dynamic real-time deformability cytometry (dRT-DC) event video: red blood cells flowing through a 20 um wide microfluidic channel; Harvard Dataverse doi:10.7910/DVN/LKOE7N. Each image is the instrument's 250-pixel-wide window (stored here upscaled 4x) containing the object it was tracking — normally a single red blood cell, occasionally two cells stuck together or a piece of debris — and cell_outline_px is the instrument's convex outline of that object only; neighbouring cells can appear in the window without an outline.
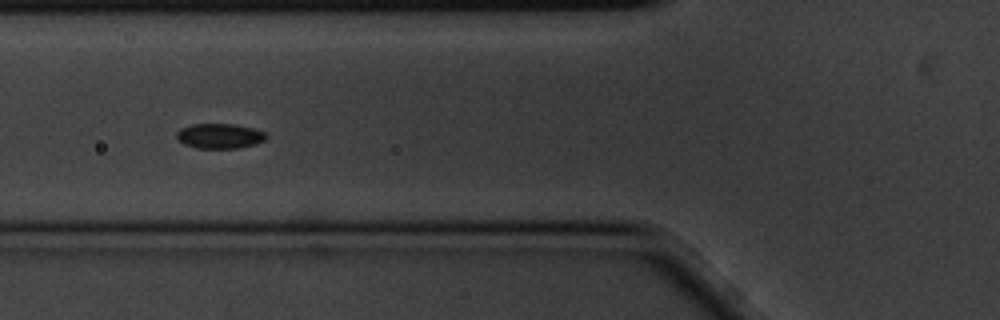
{"species": "common noctule bat (a hibernating species)", "species_latin": "Nyctalus noctula", "temperature_condition": "cold", "stored_images_in_passage": 5, "camera_frame_rate_fps": 3000, "um_per_image_px": 0.085, "animal": {"sex": "male", "body_mass_g": 20.1, "forearm_length_mm": 53.5}, "frame": {"image": 1, "passage_image": 2, "time_ms": 0.333, "image_size_px": [1000, 320], "cell_outline_px": [[268, 136], [264, 140], [256, 144], [236, 148], [196, 148], [184, 144], [176, 136], [176, 132], [180, 128], [192, 124], [236, 124], [252, 128], [264, 132]], "centroid_in_image_um": [18.66, 11.55], "position_along_channel_um": 107.1, "area_um2": 13.01}}
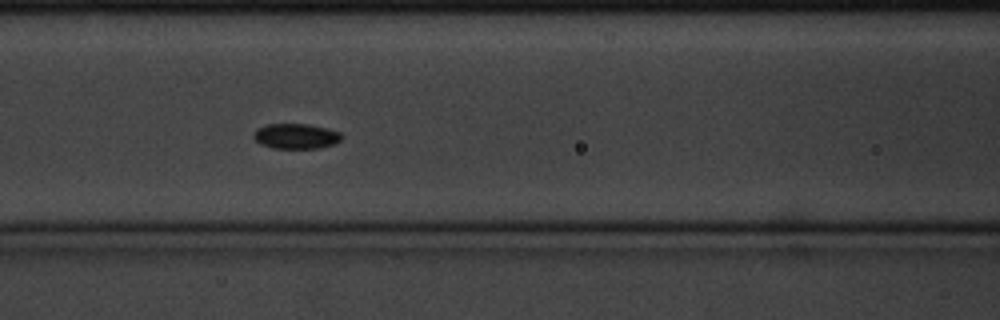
{"frame": {"image": 2, "passage_image": 3, "time_ms": 0.667, "image_size_px": [1000, 320], "cell_outline_px": [[344, 136], [340, 140], [332, 144], [320, 148], [272, 148], [260, 144], [252, 136], [256, 128], [268, 124], [308, 124], [328, 128], [340, 132]], "centroid_in_image_um": [25.15, 11.57], "position_along_channel_um": 141.4, "area_um2": 13.01}}
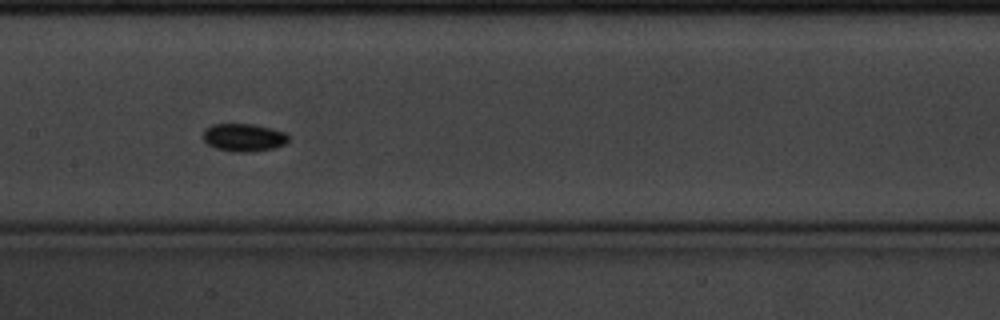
{"frame": {"image": 3, "passage_image": 4, "time_ms": 1.0, "image_size_px": [1000, 320], "cell_outline_px": [[288, 140], [284, 144], [272, 148], [252, 152], [232, 152], [216, 148], [208, 144], [204, 140], [204, 128], [212, 124], [252, 124], [288, 132]], "centroid_in_image_um": [20.72, 11.68], "position_along_channel_um": 186.7, "area_um2": 13.87}}